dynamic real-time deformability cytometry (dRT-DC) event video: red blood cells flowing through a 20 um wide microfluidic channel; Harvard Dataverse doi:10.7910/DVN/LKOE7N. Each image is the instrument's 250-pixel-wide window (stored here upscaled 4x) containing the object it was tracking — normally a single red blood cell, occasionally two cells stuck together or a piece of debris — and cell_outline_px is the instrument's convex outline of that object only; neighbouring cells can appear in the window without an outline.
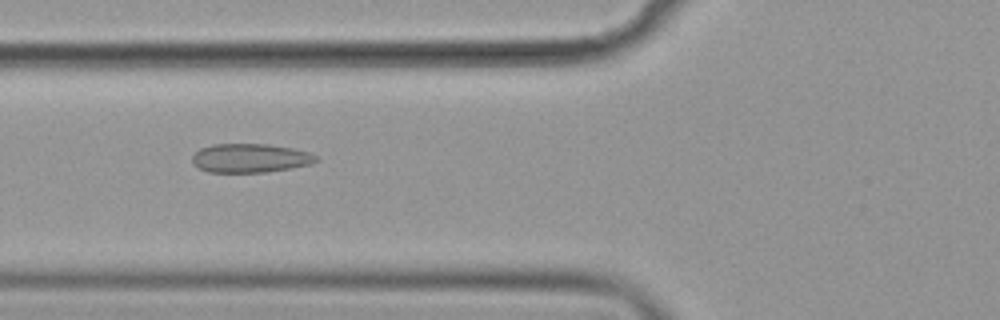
{"species": "common noctule bat (a hibernating species)", "species_latin": "Nyctalus noctula", "temperature_condition": "cold", "stored_images_in_passage": 37, "camera_frame_rate_fps": 3000, "um_per_image_px": 0.085, "animal": {"sex": "female", "body_mass_g": 19.9}, "frame": {"image": 1, "passage_image": 6, "time_ms": 1.667, "image_size_px": [1000, 320], "cell_outline_px": [[320, 160], [312, 164], [264, 172], [208, 172], [192, 164], [192, 156], [200, 148], [212, 144], [268, 144], [292, 148], [308, 152], [316, 156]], "centroid_in_image_um": [21.25, 13.43], "position_along_channel_um": 104.5, "area_um2": 20.81}}
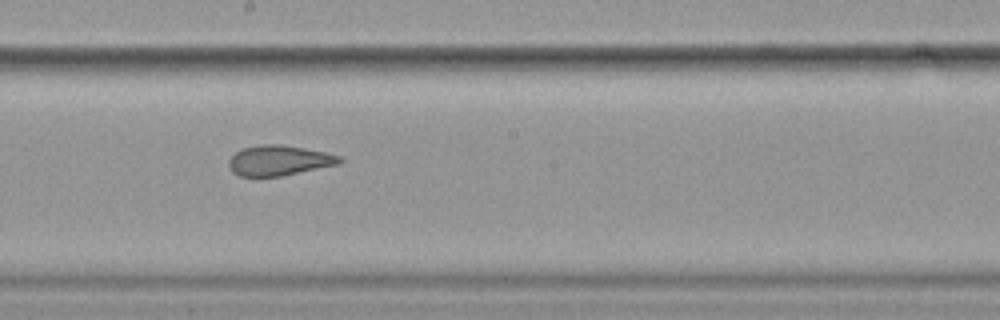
{"frame": {"image": 2, "passage_image": 16, "time_ms": 5.0, "image_size_px": [1000, 320], "cell_outline_px": [[344, 160], [340, 164], [280, 176], [240, 176], [232, 172], [228, 164], [228, 160], [236, 152], [244, 148], [260, 144], [280, 144], [304, 148], [324, 152], [340, 156]], "centroid_in_image_um": [23.72, 13.63], "position_along_channel_um": 224.5, "area_um2": 19.42}}
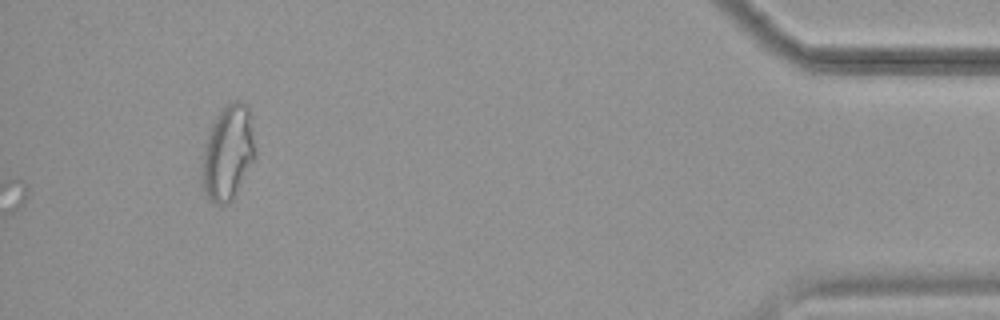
{"frame": {"image": 3, "passage_image": 37, "time_ms": 12.0, "image_size_px": [1000, 320], "cell_outline_px": [[256, 156], [232, 200], [228, 204], [216, 204], [208, 196], [204, 188], [200, 176], [200, 160], [204, 144], [212, 124], [216, 116], [232, 100], [240, 100], [248, 104], [256, 152]], "centroid_in_image_um": [19.36, 12.97], "position_along_channel_um": 415.8, "area_um2": 29.59}, "authors_computed_cell_mechanics": {"area_um2": 19.8254, "velocity_mm_per_s": 3.6052, "shape_relaxation_time_tau1_ms": null, "shape_relaxation_time_tau2_ms": 1.3644, "deformation_change_tau1": null, "deformation_change_tau2": 0.0773}}